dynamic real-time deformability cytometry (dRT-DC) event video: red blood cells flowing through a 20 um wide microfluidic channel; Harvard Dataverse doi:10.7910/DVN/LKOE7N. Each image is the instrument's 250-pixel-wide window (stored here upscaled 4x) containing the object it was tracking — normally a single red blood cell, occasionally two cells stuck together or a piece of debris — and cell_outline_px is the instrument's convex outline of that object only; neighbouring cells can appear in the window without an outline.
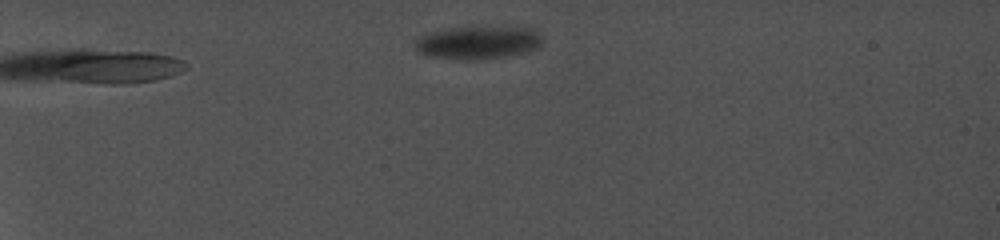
{"species": "common noctule bat (a hibernating species)", "species_latin": "Nyctalus noctula", "temperature_condition": "cold", "stored_images_in_passage": 44, "camera_frame_rate_fps": 5000, "um_per_image_px": 0.085, "animal": {"sex": "female", "body_mass_g": 19.0, "forearm_length_mm": 56.7}, "frame": {"image": 1, "passage_image": 1, "time_ms": 0.0, "image_size_px": [1000, 240], "cell_outline_px": [[544, 40], [540, 48], [528, 52], [508, 56], [484, 60], [464, 60], [428, 56], [420, 52], [416, 48], [416, 36], [424, 32], [468, 24], [472, 24], [528, 28], [540, 32], [544, 36]], "centroid_in_image_um": [40.67, 3.57], "position_along_channel_um": 44.3, "area_um2": 26.13}}
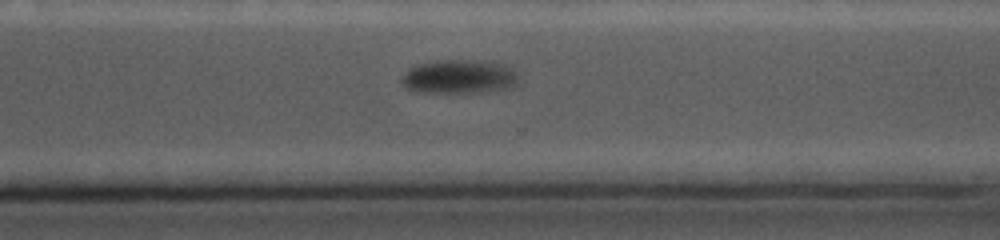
{"frame": {"image": 2, "passage_image": 36, "time_ms": 10.4, "image_size_px": [1000, 240], "cell_outline_px": [[520, 80], [512, 88], [480, 92], [420, 92], [408, 88], [400, 80], [400, 76], [408, 68], [416, 64], [436, 60], [480, 60], [504, 64], [512, 68], [516, 72]], "centroid_in_image_um": [39.04, 6.5], "position_along_channel_um": 331.6, "area_um2": 23.41}}
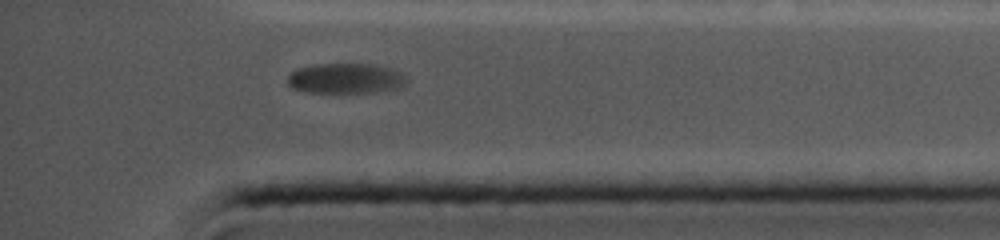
{"frame": {"image": 3, "passage_image": 44, "time_ms": 12.4, "image_size_px": [1000, 240], "cell_outline_px": [[408, 84], [404, 88], [376, 92], [304, 92], [292, 88], [288, 84], [288, 76], [292, 72], [300, 68], [316, 64], [376, 64], [392, 68], [404, 72], [408, 76]], "centroid_in_image_um": [29.51, 6.67], "position_along_channel_um": 405.7, "area_um2": 21.44}}